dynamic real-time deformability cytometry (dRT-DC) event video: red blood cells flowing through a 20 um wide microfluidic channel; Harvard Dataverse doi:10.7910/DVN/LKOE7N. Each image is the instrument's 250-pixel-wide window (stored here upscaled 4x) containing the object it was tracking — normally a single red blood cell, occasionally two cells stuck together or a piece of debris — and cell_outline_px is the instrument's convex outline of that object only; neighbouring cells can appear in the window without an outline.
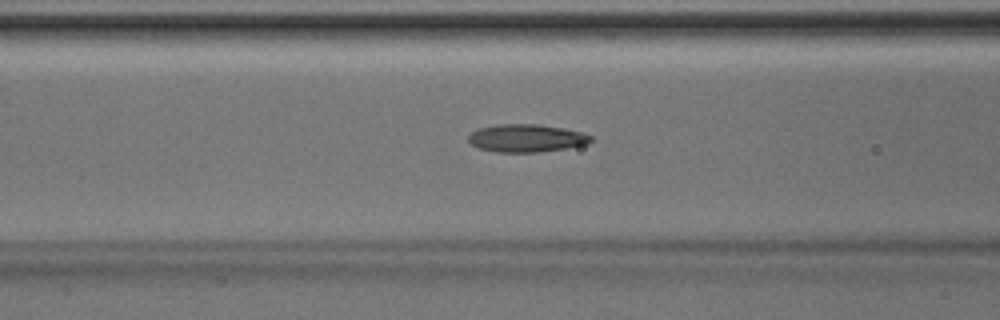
{"species": "Egyptian fruit bat (a non-hibernating species)", "species_latin": "Rousettus aegyptiacus", "temperature_condition": "room temperature", "stored_images_in_passage": 48, "camera_frame_rate_fps": 3000, "um_per_image_px": 0.085, "animal": {"sex": "male"}, "frame": {"image": 1, "passage_image": 19, "time_ms": 6.0, "image_size_px": [1000, 320], "cell_outline_px": [[592, 140], [588, 144], [568, 148], [540, 152], [496, 152], [480, 148], [472, 144], [468, 140], [468, 136], [472, 132], [480, 128], [500, 124], [536, 124], [564, 128], [584, 132], [592, 136]], "centroid_in_image_um": [44.8, 11.74], "position_along_channel_um": 121.8, "area_um2": 19.88}}
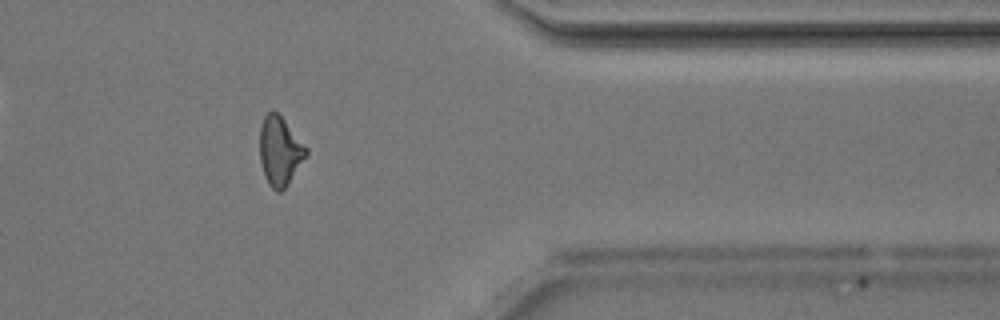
{"frame": {"image": 2, "passage_image": 39, "time_ms": 12.667, "image_size_px": [1000, 320], "cell_outline_px": [[308, 152], [288, 184], [280, 192], [276, 192], [268, 184], [264, 176], [260, 160], [260, 128], [264, 116], [272, 108], [284, 120], [308, 148]], "centroid_in_image_um": [23.77, 12.84], "position_along_channel_um": 387.6, "area_um2": 18.5}}
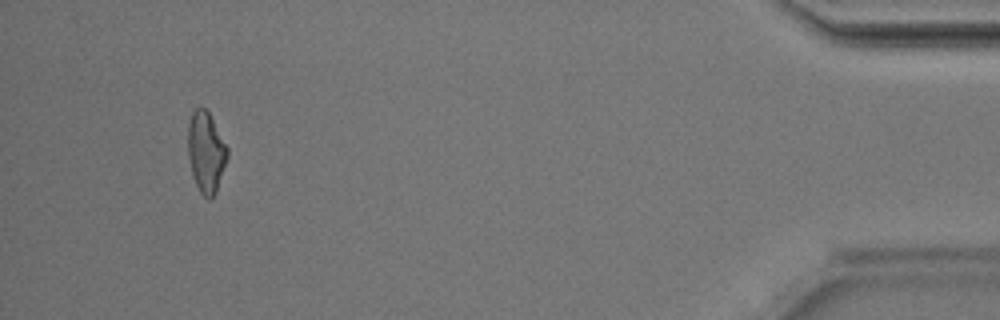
{"frame": {"image": 3, "passage_image": 45, "time_ms": 14.667, "image_size_px": [1000, 320], "cell_outline_px": [[228, 156], [216, 192], [208, 200], [200, 192], [196, 184], [192, 172], [188, 156], [188, 124], [192, 112], [196, 108], [204, 108], [208, 112], [228, 148]], "centroid_in_image_um": [17.51, 12.93], "position_along_channel_um": 417.7, "area_um2": 18.26}, "authors_computed_cell_mechanics": {"area_um2": 19.074, "velocity_mm_per_s": 4.2346, "shape_relaxation_time_tau1_ms": 6.6198, "shape_relaxation_time_tau2_ms": 2.3669, "deformation_change_tau1": 0.184, "deformation_change_tau2": 0.1155}}